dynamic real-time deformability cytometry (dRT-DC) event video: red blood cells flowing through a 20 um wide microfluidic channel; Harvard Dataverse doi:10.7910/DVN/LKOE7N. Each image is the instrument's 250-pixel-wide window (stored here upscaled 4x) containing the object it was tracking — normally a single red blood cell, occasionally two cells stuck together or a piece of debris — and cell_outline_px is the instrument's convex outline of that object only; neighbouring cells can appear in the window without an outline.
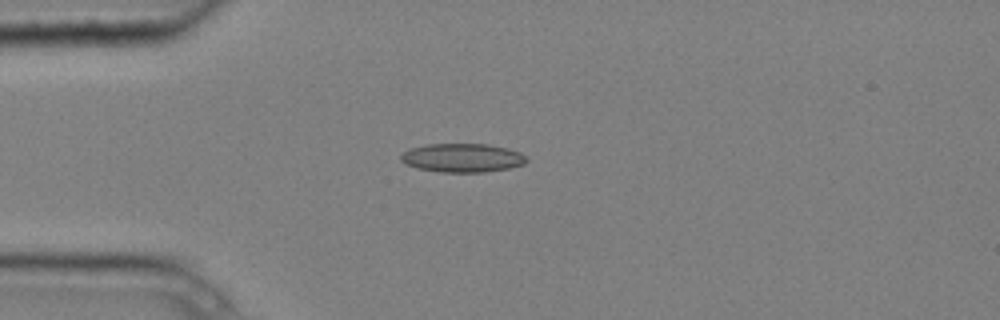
{"species": "common noctule bat (a hibernating species)", "species_latin": "Nyctalus noctula", "temperature_condition": "cold", "stored_images_in_passage": 5, "camera_frame_rate_fps": 3000, "um_per_image_px": 0.085, "animal": {"sex": "male", "body_mass_g": 20.4}, "frame": {"image": 1, "passage_image": 3, "time_ms": 0.667, "image_size_px": [1000, 320], "cell_outline_px": [[528, 160], [524, 164], [508, 168], [484, 172], [444, 172], [420, 168], [404, 164], [400, 160], [400, 156], [408, 148], [428, 144], [488, 144], [508, 148], [520, 152]], "centroid_in_image_um": [39.29, 13.4], "position_along_channel_um": 45.7, "area_um2": 20.98}}
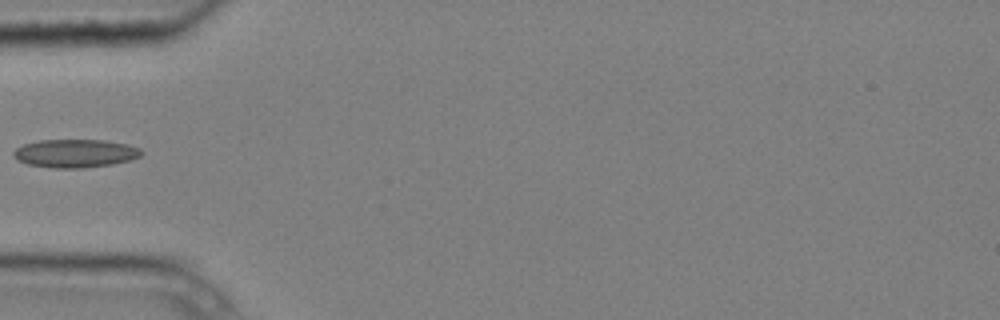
{"frame": {"image": 2, "passage_image": 4, "time_ms": 1.0, "image_size_px": [1000, 320], "cell_outline_px": [[144, 152], [140, 156], [128, 160], [112, 164], [84, 168], [52, 168], [28, 164], [16, 160], [12, 156], [12, 152], [16, 148], [24, 144], [40, 140], [104, 140], [128, 144], [140, 148]], "centroid_in_image_um": [6.37, 13.03], "position_along_channel_um": 78.6, "area_um2": 21.15}}
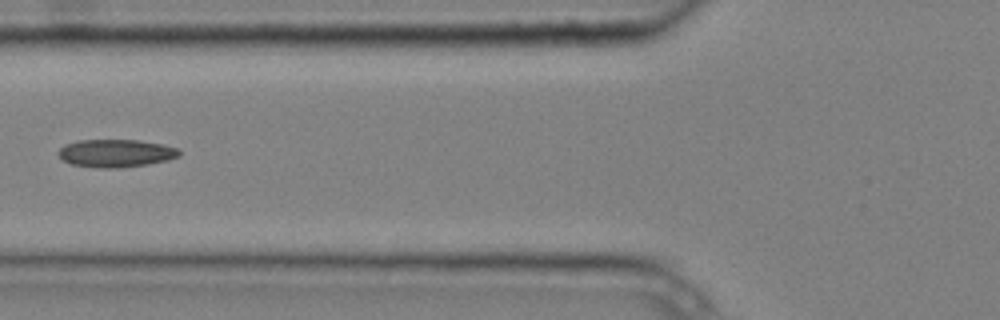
{"frame": {"image": 3, "passage_image": 5, "time_ms": 1.333, "image_size_px": [1000, 320], "cell_outline_px": [[180, 156], [168, 160], [148, 164], [120, 168], [96, 168], [72, 164], [64, 160], [56, 152], [64, 144], [76, 140], [136, 140], [164, 144], [180, 148]], "centroid_in_image_um": [9.86, 13.02], "position_along_channel_um": 115.9, "area_um2": 19.83}}